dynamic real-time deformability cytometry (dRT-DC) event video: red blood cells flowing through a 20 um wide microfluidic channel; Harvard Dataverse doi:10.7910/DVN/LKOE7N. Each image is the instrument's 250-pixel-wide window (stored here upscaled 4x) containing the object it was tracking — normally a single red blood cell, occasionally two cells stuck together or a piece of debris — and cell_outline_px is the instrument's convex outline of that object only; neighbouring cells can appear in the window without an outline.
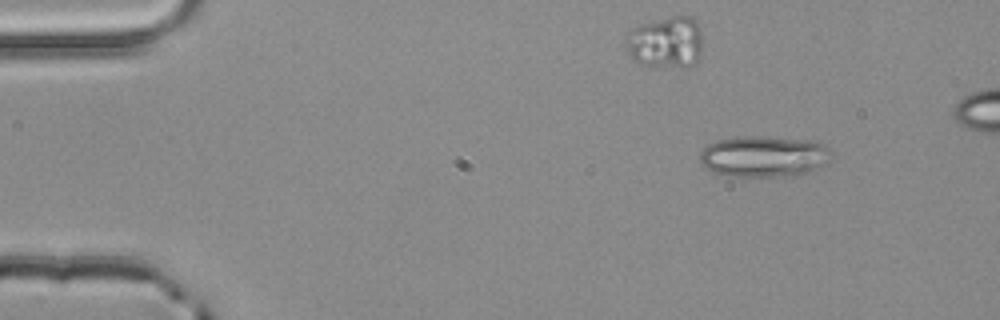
{"species": "common noctule bat (a hibernating species)", "species_latin": "Nyctalus noctula", "temperature_condition": "room temperature", "stored_images_in_passage": 4, "camera_frame_rate_fps": 3000, "um_per_image_px": 0.085, "animal": {"sex": "male", "body_mass_g": 20.4}, "frame": {"image": 1, "passage_image": 1, "time_ms": 0.0, "image_size_px": [1000, 320], "cell_outline_px": [[836, 152], [824, 164], [816, 168], [804, 172], [788, 176], [728, 176], [716, 172], [700, 164], [700, 152], [708, 144], [720, 140], [744, 136], [760, 136], [820, 140]], "centroid_in_image_um": [65.0, 13.26], "position_along_channel_um": 20.0, "area_um2": 31.73}}